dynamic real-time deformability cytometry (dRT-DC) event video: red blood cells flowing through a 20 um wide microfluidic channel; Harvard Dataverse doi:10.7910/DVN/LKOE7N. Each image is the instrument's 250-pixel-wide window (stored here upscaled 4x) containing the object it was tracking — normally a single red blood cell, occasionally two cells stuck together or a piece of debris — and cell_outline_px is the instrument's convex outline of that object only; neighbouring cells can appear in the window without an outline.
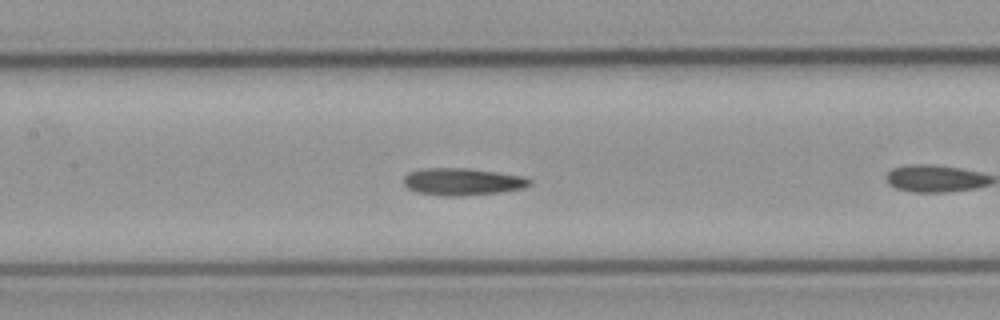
{"species": "common noctule bat (a hibernating species)", "species_latin": "Nyctalus noctula", "temperature_condition": "cold", "stored_images_in_passage": 30, "camera_frame_rate_fps": 3000, "um_per_image_px": 0.085, "animal": {"sex": "male", "body_mass_g": 23.1, "forearm_length_mm": 52.7}, "frame": {"image": 1, "passage_image": 5, "time_ms": 1.333, "image_size_px": [1000, 320], "cell_outline_px": [[532, 184], [524, 188], [500, 192], [460, 196], [444, 196], [416, 192], [408, 188], [404, 184], [404, 176], [408, 172], [424, 168], [468, 168], [528, 176], [532, 180]], "centroid_in_image_um": [39.35, 15.44], "position_along_channel_um": 168.0, "area_um2": 20.23}}
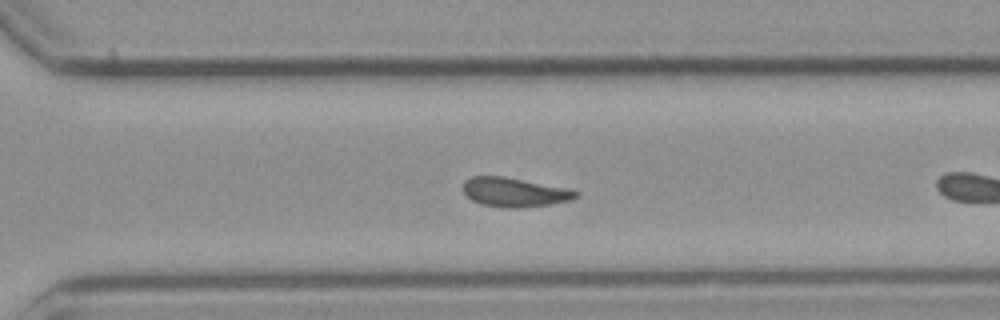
{"frame": {"image": 2, "passage_image": 18, "time_ms": 5.667, "image_size_px": [1000, 320], "cell_outline_px": [[580, 196], [572, 200], [552, 204], [520, 208], [504, 208], [480, 204], [472, 200], [464, 192], [464, 180], [472, 176], [504, 176], [568, 188], [580, 192]], "centroid_in_image_um": [43.78, 16.34], "position_along_channel_um": 326.8, "area_um2": 19.42}}